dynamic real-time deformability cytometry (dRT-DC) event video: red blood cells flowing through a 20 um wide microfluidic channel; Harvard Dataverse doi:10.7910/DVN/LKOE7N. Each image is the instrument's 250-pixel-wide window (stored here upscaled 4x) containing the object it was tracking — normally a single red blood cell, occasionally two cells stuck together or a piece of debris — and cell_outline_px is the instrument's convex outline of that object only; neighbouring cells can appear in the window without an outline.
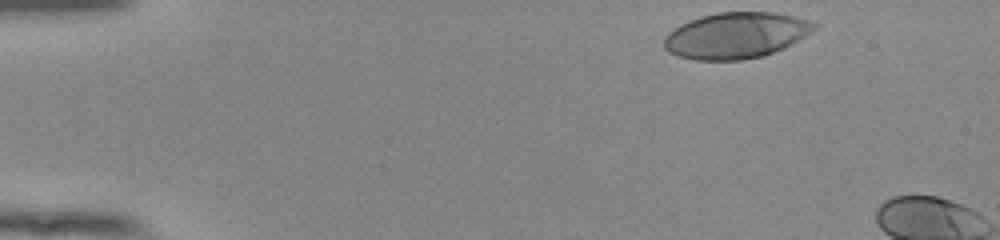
{"species": "human", "species_latin": "Homo sapiens", "temperature_condition": "room temperature", "stored_images_in_passage": 7, "camera_frame_rate_fps": 3000, "um_per_image_px": 0.085, "donor": {"sex": "female"}, "frame": {"image": 1, "passage_image": 1, "time_ms": 0.0, "image_size_px": [1000, 240], "cell_outline_px": [[820, 24], [812, 32], [784, 48], [764, 56], [740, 60], [696, 60], [680, 56], [668, 52], [664, 48], [664, 36], [668, 32], [680, 24], [700, 16], [716, 12], [776, 12], [808, 20]], "centroid_in_image_um": [62.56, 3.0], "position_along_channel_um": 22.4, "area_um2": 40.46}}